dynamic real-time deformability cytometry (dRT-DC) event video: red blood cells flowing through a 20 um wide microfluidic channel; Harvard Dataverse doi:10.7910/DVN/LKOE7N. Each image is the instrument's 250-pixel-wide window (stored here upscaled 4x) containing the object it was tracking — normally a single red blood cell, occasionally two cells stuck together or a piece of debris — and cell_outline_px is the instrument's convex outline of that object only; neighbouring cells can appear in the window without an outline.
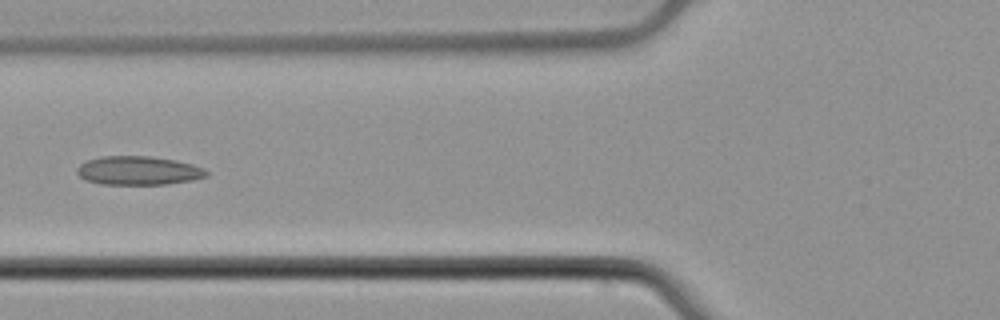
{"species": "common noctule bat (a hibernating species)", "species_latin": "Nyctalus noctula", "temperature_condition": "cold", "stored_images_in_passage": 3, "camera_frame_rate_fps": 3000, "um_per_image_px": 0.085, "animal": {"sex": "male", "body_mass_g": 21.5, "forearm_length_mm": 52.0}, "frame": {"image": 1, "passage_image": 2, "time_ms": 0.333, "image_size_px": [1000, 320], "cell_outline_px": [[208, 176], [192, 180], [164, 184], [100, 184], [84, 180], [76, 172], [76, 168], [80, 164], [88, 160], [104, 156], [148, 156], [176, 160], [192, 164], [204, 168], [208, 172]], "centroid_in_image_um": [11.75, 14.5], "position_along_channel_um": 114.0, "area_um2": 21.68}}
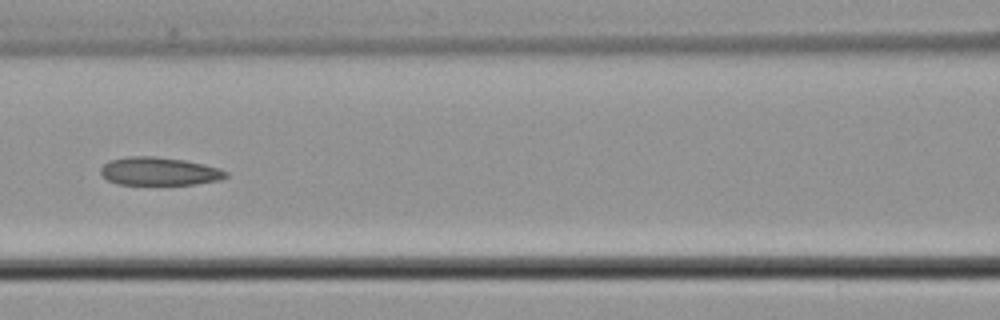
{"frame": {"image": 2, "passage_image": 3, "time_ms": 0.667, "image_size_px": [1000, 320], "cell_outline_px": [[228, 176], [220, 180], [196, 184], [120, 184], [108, 180], [100, 172], [100, 168], [108, 160], [128, 156], [156, 156], [184, 160], [204, 164], [220, 168], [228, 172]], "centroid_in_image_um": [13.55, 14.55], "position_along_channel_um": 153.0, "area_um2": 20.58}}